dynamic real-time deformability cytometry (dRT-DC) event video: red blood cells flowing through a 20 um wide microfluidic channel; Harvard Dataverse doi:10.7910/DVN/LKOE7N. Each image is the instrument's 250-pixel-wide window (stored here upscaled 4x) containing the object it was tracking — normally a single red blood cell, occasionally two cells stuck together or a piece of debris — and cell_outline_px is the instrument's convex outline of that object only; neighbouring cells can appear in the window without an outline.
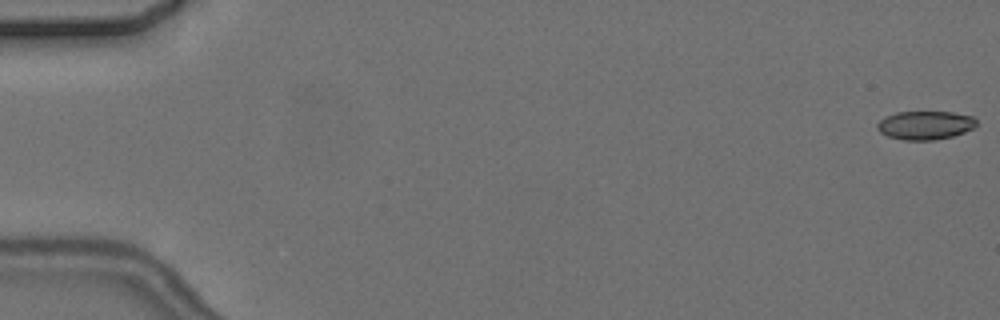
{"species": "common noctule bat (a hibernating species)", "species_latin": "Nyctalus noctula", "temperature_condition": "cold", "stored_images_in_passage": 10, "camera_frame_rate_fps": 3000, "um_per_image_px": 0.085, "animal": {"sex": "female", "body_mass_g": 24.6, "forearm_length_mm": 56.2}, "frame": {"image": 1, "passage_image": 1, "time_ms": 0.0, "image_size_px": [1000, 320], "cell_outline_px": [[976, 128], [952, 136], [936, 140], [904, 140], [888, 136], [880, 132], [876, 128], [876, 124], [884, 116], [896, 112], [952, 112], [972, 116], [976, 120]], "centroid_in_image_um": [78.63, 10.64], "position_along_channel_um": 6.4, "area_um2": 16.65}}
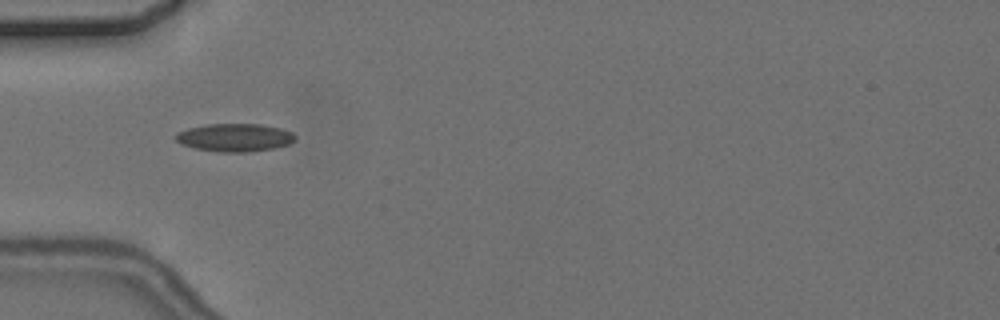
{"frame": {"image": 2, "passage_image": 6, "time_ms": 6.0, "image_size_px": [1000, 320], "cell_outline_px": [[296, 140], [288, 144], [276, 148], [252, 152], [216, 152], [196, 148], [180, 144], [176, 140], [176, 132], [188, 128], [204, 124], [260, 124], [280, 128], [292, 132], [296, 136]], "centroid_in_image_um": [19.96, 11.69], "position_along_channel_um": 65.0, "area_um2": 19.71}}
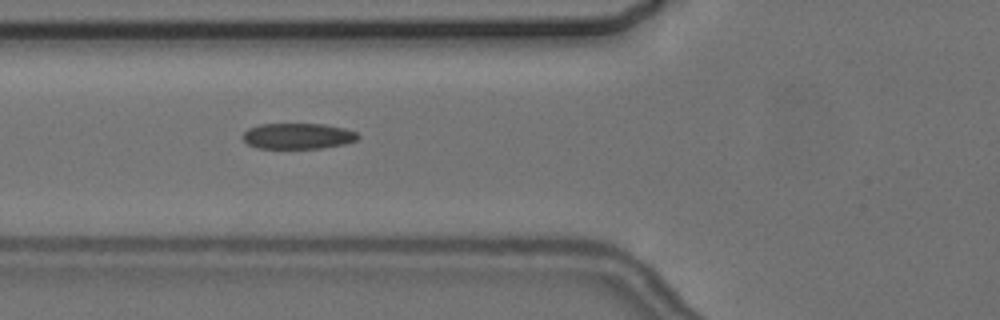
{"frame": {"image": 3, "passage_image": 7, "time_ms": 7.0, "image_size_px": [1000, 320], "cell_outline_px": [[360, 136], [356, 140], [344, 144], [320, 148], [256, 148], [248, 144], [244, 140], [244, 132], [248, 128], [260, 124], [324, 124], [344, 128], [356, 132]], "centroid_in_image_um": [25.32, 11.56], "position_along_channel_um": 100.5, "area_um2": 17.22}}